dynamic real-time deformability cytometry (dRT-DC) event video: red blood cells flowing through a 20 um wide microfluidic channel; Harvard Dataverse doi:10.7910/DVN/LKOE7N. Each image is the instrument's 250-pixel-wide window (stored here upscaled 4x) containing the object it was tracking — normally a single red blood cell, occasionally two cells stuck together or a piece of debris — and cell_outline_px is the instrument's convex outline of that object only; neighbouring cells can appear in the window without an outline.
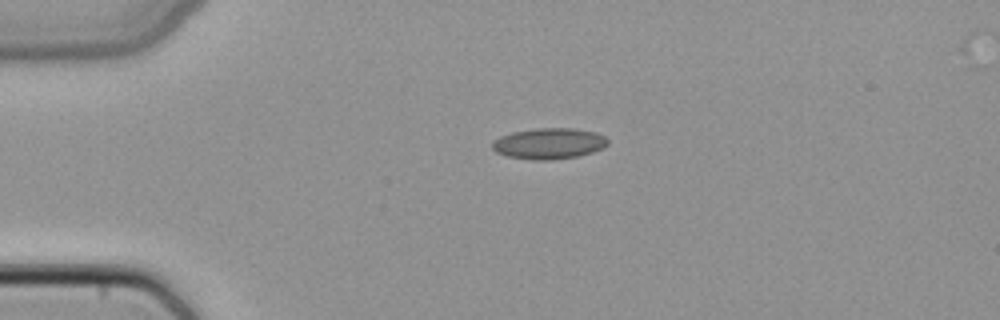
{"species": "common noctule bat (a hibernating species)", "species_latin": "Nyctalus noctula", "temperature_condition": "cold", "stored_images_in_passage": 3, "camera_frame_rate_fps": 3000, "um_per_image_px": 0.085, "animal": {"sex": "female", "body_mass_g": 22.7, "forearm_length_mm": 54.2}, "frame": {"image": 1, "passage_image": 1, "time_ms": 0.0, "image_size_px": [1000, 320], "cell_outline_px": [[608, 144], [604, 148], [592, 152], [576, 156], [552, 160], [532, 160], [508, 156], [496, 152], [492, 148], [492, 144], [500, 136], [512, 132], [536, 128], [572, 128], [596, 132], [604, 136], [608, 140]], "centroid_in_image_um": [46.68, 12.2], "position_along_channel_um": 38.3, "area_um2": 20.81}}
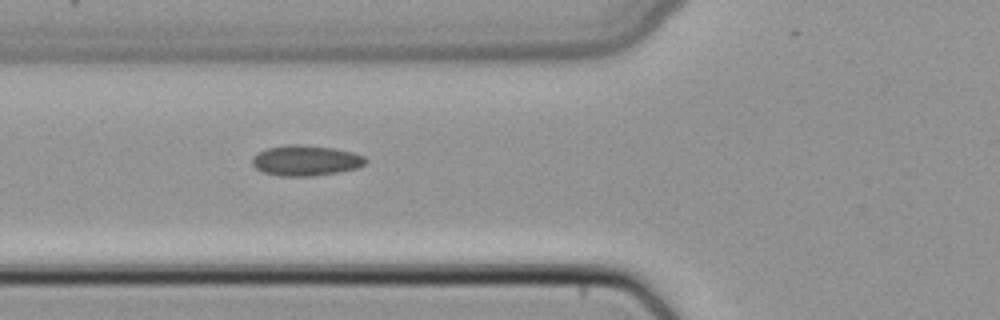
{"frame": {"image": 2, "passage_image": 3, "time_ms": 0.667, "image_size_px": [1000, 320], "cell_outline_px": [[368, 160], [364, 164], [356, 168], [340, 172], [312, 176], [276, 176], [264, 172], [256, 168], [252, 164], [252, 156], [268, 148], [292, 144], [296, 144], [332, 148], [352, 152], [364, 156]], "centroid_in_image_um": [25.99, 13.65], "position_along_channel_um": 99.8, "area_um2": 20.0}}